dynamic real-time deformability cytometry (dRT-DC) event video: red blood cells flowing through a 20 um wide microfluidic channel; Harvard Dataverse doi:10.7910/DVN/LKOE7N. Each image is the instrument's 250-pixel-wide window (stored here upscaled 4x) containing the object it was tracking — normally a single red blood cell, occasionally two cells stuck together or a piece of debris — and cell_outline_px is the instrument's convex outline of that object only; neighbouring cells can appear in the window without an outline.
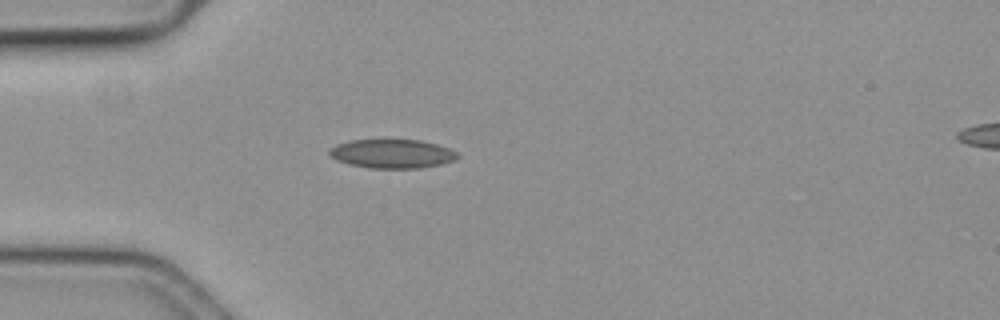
{"species": "common noctule bat (a hibernating species)", "species_latin": "Nyctalus noctula", "temperature_condition": "cold", "stored_images_in_passage": 42, "camera_frame_rate_fps": 3000, "um_per_image_px": 0.085, "animal": {"sex": "female", "body_mass_g": 19.3, "forearm_length_mm": 54.1}, "frame": {"image": 1, "passage_image": 1, "time_ms": 0.0, "image_size_px": [1000, 320], "cell_outline_px": [[460, 156], [456, 160], [440, 164], [420, 168], [368, 168], [348, 164], [336, 160], [328, 152], [328, 148], [336, 144], [352, 140], [420, 140], [436, 144], [448, 148], [456, 152]], "centroid_in_image_um": [33.31, 13.07], "position_along_channel_um": 51.7, "area_um2": 21.62}}
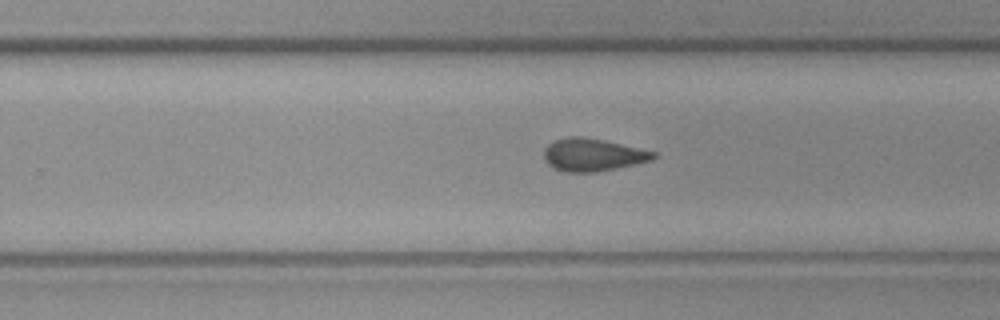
{"frame": {"image": 2, "passage_image": 21, "time_ms": 6.667, "image_size_px": [1000, 320], "cell_outline_px": [[656, 156], [652, 160], [616, 168], [596, 172], [564, 172], [552, 168], [544, 160], [544, 148], [548, 144], [556, 140], [568, 136], [580, 136], [600, 140], [656, 152]], "centroid_in_image_um": [50.32, 13.17], "position_along_channel_um": 279.5, "area_um2": 20.58}}
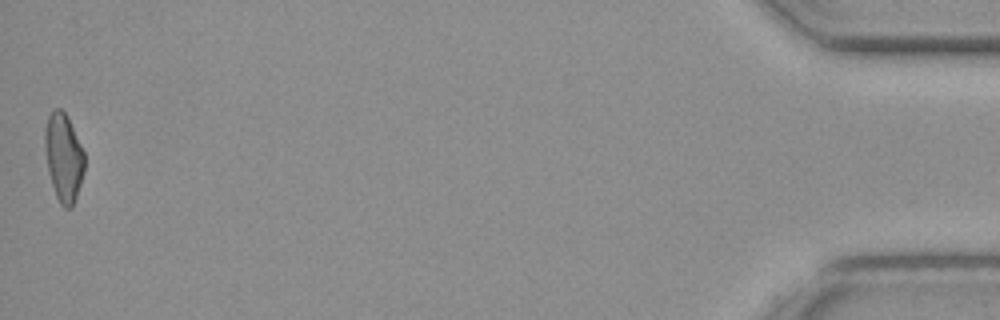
{"frame": {"image": 3, "passage_image": 42, "time_ms": 13.667, "image_size_px": [1000, 320], "cell_outline_px": [[84, 172], [72, 208], [64, 208], [60, 204], [56, 196], [52, 184], [48, 168], [44, 144], [44, 128], [48, 116], [56, 108], [60, 108], [64, 112], [84, 152]], "centroid_in_image_um": [5.39, 13.4], "position_along_channel_um": 429.8, "area_um2": 19.94}, "authors_computed_cell_mechanics": {"area_um2": 20.7791, "velocity_mm_per_s": 3.5818, "shape_relaxation_time_tau1_ms": 7.2999, "shape_relaxation_time_tau2_ms": 2.9655, "deformation_change_tau1": 0.137, "deformation_change_tau2": 0.0986}}